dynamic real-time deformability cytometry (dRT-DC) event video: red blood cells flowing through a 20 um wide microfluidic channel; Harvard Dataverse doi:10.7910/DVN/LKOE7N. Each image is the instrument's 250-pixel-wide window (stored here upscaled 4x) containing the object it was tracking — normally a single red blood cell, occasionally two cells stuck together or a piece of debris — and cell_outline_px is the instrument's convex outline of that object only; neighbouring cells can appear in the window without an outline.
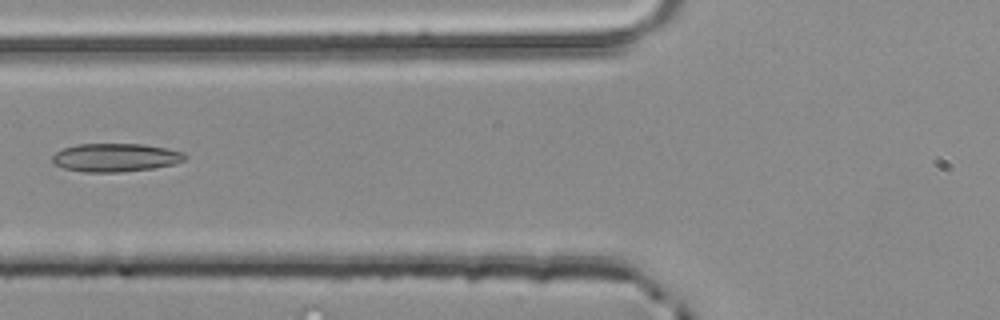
{"species": "common noctule bat (a hibernating species)", "species_latin": "Nyctalus noctula", "temperature_condition": "room temperature", "stored_images_in_passage": 3, "camera_frame_rate_fps": 3000, "um_per_image_px": 0.085, "animal": {"sex": "male", "body_mass_g": 20.4}, "frame": {"image": 1, "passage_image": 3, "time_ms": 0.667, "image_size_px": [1000, 320], "cell_outline_px": [[188, 156], [184, 160], [176, 164], [152, 168], [120, 172], [84, 172], [64, 168], [52, 164], [52, 156], [56, 152], [64, 148], [76, 144], [144, 144], [184, 152]], "centroid_in_image_um": [9.81, 13.39], "position_along_channel_um": 116.0, "area_um2": 21.96}}